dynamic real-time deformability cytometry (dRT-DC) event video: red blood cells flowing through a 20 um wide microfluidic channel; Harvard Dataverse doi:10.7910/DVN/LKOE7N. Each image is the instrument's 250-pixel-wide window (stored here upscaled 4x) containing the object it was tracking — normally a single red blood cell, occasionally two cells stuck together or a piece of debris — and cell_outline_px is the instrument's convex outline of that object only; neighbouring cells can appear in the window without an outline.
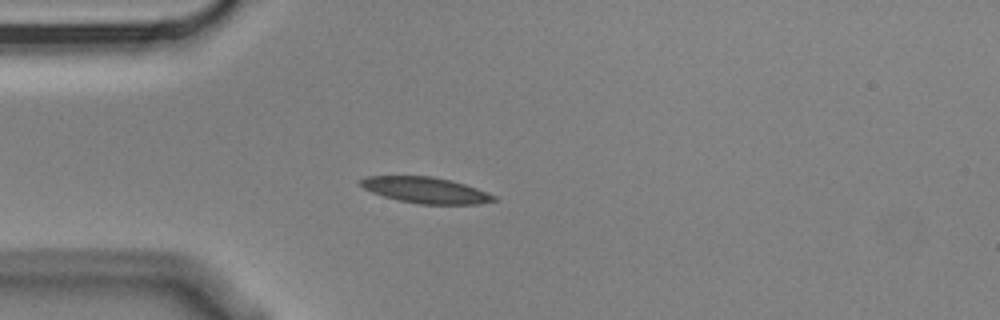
{"species": "Egyptian fruit bat (a non-hibernating species)", "species_latin": "Rousettus aegyptiacus", "temperature_condition": "cold", "stored_images_in_passage": 3, "camera_frame_rate_fps": 3000, "um_per_image_px": 0.085, "animal": {"sex": "male"}, "frame": {"image": 1, "passage_image": 3, "time_ms": 0.667, "image_size_px": [1000, 320], "cell_outline_px": [[500, 200], [480, 204], [420, 204], [396, 200], [372, 192], [356, 184], [364, 176], [432, 176], [452, 180], [488, 192], [496, 196]], "centroid_in_image_um": [36.19, 16.16], "position_along_channel_um": 48.8, "area_um2": 20.46}}